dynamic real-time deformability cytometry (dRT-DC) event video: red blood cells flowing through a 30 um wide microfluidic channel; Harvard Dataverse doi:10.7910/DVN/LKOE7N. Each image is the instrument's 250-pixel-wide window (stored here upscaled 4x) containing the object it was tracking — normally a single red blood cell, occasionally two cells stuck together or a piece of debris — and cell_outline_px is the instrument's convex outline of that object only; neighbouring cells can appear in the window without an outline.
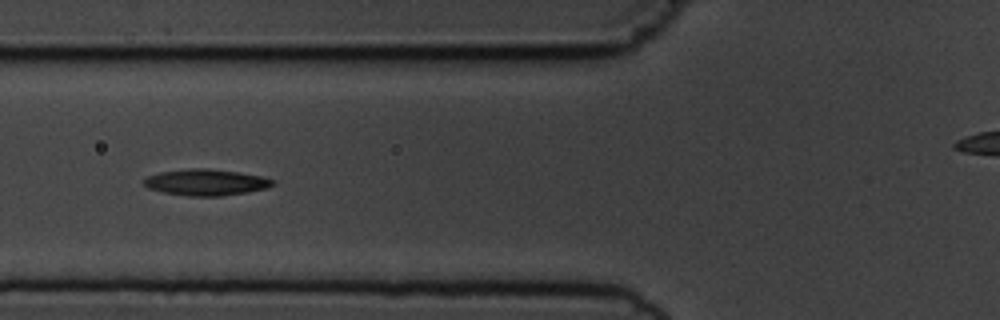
{"species": "common noctule bat (a hibernating species)", "species_latin": "Nyctalus noctula", "temperature_condition": "cold", "stored_images_in_passage": 8, "segment_of_instrument_passage": [1, 2], "camera_frame_rate_fps": 3000, "um_per_image_px": 0.085, "animal": {"sex": "male", "body_mass_g": 19.5, "forearm_length_mm": 54.6}, "frame": {"image": 1, "passage_image": 6, "time_ms": 6.0, "image_size_px": [1000, 320], "cell_outline_px": [[276, 184], [268, 188], [248, 192], [220, 196], [188, 196], [164, 192], [148, 188], [144, 184], [144, 180], [148, 176], [160, 172], [188, 168], [208, 168], [264, 176], [276, 180]], "centroid_in_image_um": [17.57, 15.49], "position_along_channel_um": 108.2, "area_um2": 19.83}}
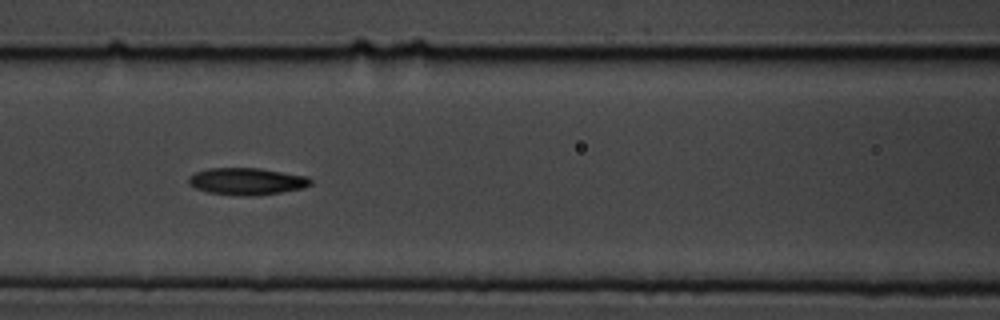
{"frame": {"image": 2, "passage_image": 7, "time_ms": 7.0, "image_size_px": [1000, 320], "cell_outline_px": [[312, 184], [304, 188], [280, 192], [248, 196], [240, 196], [208, 192], [196, 188], [188, 184], [188, 176], [196, 172], [208, 168], [260, 168], [308, 176], [312, 180]], "centroid_in_image_um": [20.98, 15.4], "position_along_channel_um": 145.6, "area_um2": 19.25}}